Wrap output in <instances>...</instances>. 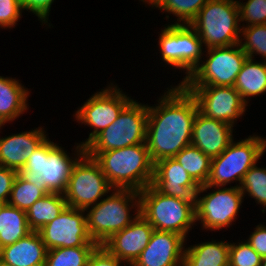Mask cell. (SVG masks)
<instances>
[{"mask_svg": "<svg viewBox=\"0 0 266 266\" xmlns=\"http://www.w3.org/2000/svg\"><path fill=\"white\" fill-rule=\"evenodd\" d=\"M76 144L73 158L63 147L47 137L30 155L18 174L45 194H64L74 165L85 154V147Z\"/></svg>", "mask_w": 266, "mask_h": 266, "instance_id": "obj_2", "label": "cell"}, {"mask_svg": "<svg viewBox=\"0 0 266 266\" xmlns=\"http://www.w3.org/2000/svg\"><path fill=\"white\" fill-rule=\"evenodd\" d=\"M163 13L177 17L174 24L189 25L209 0H141Z\"/></svg>", "mask_w": 266, "mask_h": 266, "instance_id": "obj_28", "label": "cell"}, {"mask_svg": "<svg viewBox=\"0 0 266 266\" xmlns=\"http://www.w3.org/2000/svg\"><path fill=\"white\" fill-rule=\"evenodd\" d=\"M97 246H78L48 250L45 266H86Z\"/></svg>", "mask_w": 266, "mask_h": 266, "instance_id": "obj_29", "label": "cell"}, {"mask_svg": "<svg viewBox=\"0 0 266 266\" xmlns=\"http://www.w3.org/2000/svg\"><path fill=\"white\" fill-rule=\"evenodd\" d=\"M140 214L157 231L174 232L186 241L196 225V202H188L160 193L152 184L139 191Z\"/></svg>", "mask_w": 266, "mask_h": 266, "instance_id": "obj_5", "label": "cell"}, {"mask_svg": "<svg viewBox=\"0 0 266 266\" xmlns=\"http://www.w3.org/2000/svg\"><path fill=\"white\" fill-rule=\"evenodd\" d=\"M147 120V105L132 99L117 119L85 147V152H106L146 143Z\"/></svg>", "mask_w": 266, "mask_h": 266, "instance_id": "obj_8", "label": "cell"}, {"mask_svg": "<svg viewBox=\"0 0 266 266\" xmlns=\"http://www.w3.org/2000/svg\"><path fill=\"white\" fill-rule=\"evenodd\" d=\"M256 163L244 175L240 184V190L244 197L247 194L255 199L259 205L266 208V167H258Z\"/></svg>", "mask_w": 266, "mask_h": 266, "instance_id": "obj_30", "label": "cell"}, {"mask_svg": "<svg viewBox=\"0 0 266 266\" xmlns=\"http://www.w3.org/2000/svg\"><path fill=\"white\" fill-rule=\"evenodd\" d=\"M67 206L64 194L49 193L38 199L26 212L32 231H39L52 222Z\"/></svg>", "mask_w": 266, "mask_h": 266, "instance_id": "obj_25", "label": "cell"}, {"mask_svg": "<svg viewBox=\"0 0 266 266\" xmlns=\"http://www.w3.org/2000/svg\"><path fill=\"white\" fill-rule=\"evenodd\" d=\"M31 232L26 212L5 204L0 211V248L15 243Z\"/></svg>", "mask_w": 266, "mask_h": 266, "instance_id": "obj_26", "label": "cell"}, {"mask_svg": "<svg viewBox=\"0 0 266 266\" xmlns=\"http://www.w3.org/2000/svg\"><path fill=\"white\" fill-rule=\"evenodd\" d=\"M239 7L240 24L241 27L266 24V0H247L242 3L237 1ZM245 21V22H244Z\"/></svg>", "mask_w": 266, "mask_h": 266, "instance_id": "obj_34", "label": "cell"}, {"mask_svg": "<svg viewBox=\"0 0 266 266\" xmlns=\"http://www.w3.org/2000/svg\"><path fill=\"white\" fill-rule=\"evenodd\" d=\"M195 98L203 115L235 126L247 104L233 86H184Z\"/></svg>", "mask_w": 266, "mask_h": 266, "instance_id": "obj_14", "label": "cell"}, {"mask_svg": "<svg viewBox=\"0 0 266 266\" xmlns=\"http://www.w3.org/2000/svg\"><path fill=\"white\" fill-rule=\"evenodd\" d=\"M158 46L162 61L170 67L186 71L182 84L204 60L203 43L190 25L168 24L161 28ZM203 51V52H202Z\"/></svg>", "mask_w": 266, "mask_h": 266, "instance_id": "obj_9", "label": "cell"}, {"mask_svg": "<svg viewBox=\"0 0 266 266\" xmlns=\"http://www.w3.org/2000/svg\"><path fill=\"white\" fill-rule=\"evenodd\" d=\"M173 158L199 185L207 183L210 176L211 159L198 147L190 144Z\"/></svg>", "mask_w": 266, "mask_h": 266, "instance_id": "obj_27", "label": "cell"}, {"mask_svg": "<svg viewBox=\"0 0 266 266\" xmlns=\"http://www.w3.org/2000/svg\"><path fill=\"white\" fill-rule=\"evenodd\" d=\"M48 249L38 231L0 248V262L7 266H45Z\"/></svg>", "mask_w": 266, "mask_h": 266, "instance_id": "obj_21", "label": "cell"}, {"mask_svg": "<svg viewBox=\"0 0 266 266\" xmlns=\"http://www.w3.org/2000/svg\"><path fill=\"white\" fill-rule=\"evenodd\" d=\"M204 52L207 58L201 61L182 85L234 86L236 77L248 57L240 44L205 49Z\"/></svg>", "mask_w": 266, "mask_h": 266, "instance_id": "obj_11", "label": "cell"}, {"mask_svg": "<svg viewBox=\"0 0 266 266\" xmlns=\"http://www.w3.org/2000/svg\"><path fill=\"white\" fill-rule=\"evenodd\" d=\"M254 60L247 57L233 86L247 105L249 98L264 95L266 92V61Z\"/></svg>", "mask_w": 266, "mask_h": 266, "instance_id": "obj_24", "label": "cell"}, {"mask_svg": "<svg viewBox=\"0 0 266 266\" xmlns=\"http://www.w3.org/2000/svg\"><path fill=\"white\" fill-rule=\"evenodd\" d=\"M185 240L174 232L154 230L148 245L131 266H183Z\"/></svg>", "mask_w": 266, "mask_h": 266, "instance_id": "obj_17", "label": "cell"}, {"mask_svg": "<svg viewBox=\"0 0 266 266\" xmlns=\"http://www.w3.org/2000/svg\"><path fill=\"white\" fill-rule=\"evenodd\" d=\"M154 228L139 214L123 230L114 233L102 246L127 266H131L148 245Z\"/></svg>", "mask_w": 266, "mask_h": 266, "instance_id": "obj_18", "label": "cell"}, {"mask_svg": "<svg viewBox=\"0 0 266 266\" xmlns=\"http://www.w3.org/2000/svg\"><path fill=\"white\" fill-rule=\"evenodd\" d=\"M123 265L125 266L126 264L117 259L102 245H98L94 249L86 264V266H123Z\"/></svg>", "mask_w": 266, "mask_h": 266, "instance_id": "obj_37", "label": "cell"}, {"mask_svg": "<svg viewBox=\"0 0 266 266\" xmlns=\"http://www.w3.org/2000/svg\"><path fill=\"white\" fill-rule=\"evenodd\" d=\"M22 11L21 0H0V27L15 28L22 17Z\"/></svg>", "mask_w": 266, "mask_h": 266, "instance_id": "obj_35", "label": "cell"}, {"mask_svg": "<svg viewBox=\"0 0 266 266\" xmlns=\"http://www.w3.org/2000/svg\"><path fill=\"white\" fill-rule=\"evenodd\" d=\"M46 195L36 185L27 182L19 174L14 181L8 204L20 210H27L40 198Z\"/></svg>", "mask_w": 266, "mask_h": 266, "instance_id": "obj_32", "label": "cell"}, {"mask_svg": "<svg viewBox=\"0 0 266 266\" xmlns=\"http://www.w3.org/2000/svg\"><path fill=\"white\" fill-rule=\"evenodd\" d=\"M262 257L246 242L230 243L229 266H261Z\"/></svg>", "mask_w": 266, "mask_h": 266, "instance_id": "obj_33", "label": "cell"}, {"mask_svg": "<svg viewBox=\"0 0 266 266\" xmlns=\"http://www.w3.org/2000/svg\"><path fill=\"white\" fill-rule=\"evenodd\" d=\"M233 127L197 111L193 123L191 144L198 147L210 159H213L223 153L234 140Z\"/></svg>", "mask_w": 266, "mask_h": 266, "instance_id": "obj_19", "label": "cell"}, {"mask_svg": "<svg viewBox=\"0 0 266 266\" xmlns=\"http://www.w3.org/2000/svg\"><path fill=\"white\" fill-rule=\"evenodd\" d=\"M45 132L43 127H38L0 137V166L19 172L34 150L47 138Z\"/></svg>", "mask_w": 266, "mask_h": 266, "instance_id": "obj_20", "label": "cell"}, {"mask_svg": "<svg viewBox=\"0 0 266 266\" xmlns=\"http://www.w3.org/2000/svg\"><path fill=\"white\" fill-rule=\"evenodd\" d=\"M261 266H266V256L262 257Z\"/></svg>", "mask_w": 266, "mask_h": 266, "instance_id": "obj_40", "label": "cell"}, {"mask_svg": "<svg viewBox=\"0 0 266 266\" xmlns=\"http://www.w3.org/2000/svg\"><path fill=\"white\" fill-rule=\"evenodd\" d=\"M229 242L208 241L185 247L183 266H229Z\"/></svg>", "mask_w": 266, "mask_h": 266, "instance_id": "obj_23", "label": "cell"}, {"mask_svg": "<svg viewBox=\"0 0 266 266\" xmlns=\"http://www.w3.org/2000/svg\"><path fill=\"white\" fill-rule=\"evenodd\" d=\"M115 84L95 92L73 115L77 122L85 124L93 131L89 137L81 142L86 147L100 132L111 125L122 109L132 100Z\"/></svg>", "mask_w": 266, "mask_h": 266, "instance_id": "obj_13", "label": "cell"}, {"mask_svg": "<svg viewBox=\"0 0 266 266\" xmlns=\"http://www.w3.org/2000/svg\"><path fill=\"white\" fill-rule=\"evenodd\" d=\"M5 204H6L5 202L0 201V211L4 207Z\"/></svg>", "mask_w": 266, "mask_h": 266, "instance_id": "obj_41", "label": "cell"}, {"mask_svg": "<svg viewBox=\"0 0 266 266\" xmlns=\"http://www.w3.org/2000/svg\"><path fill=\"white\" fill-rule=\"evenodd\" d=\"M17 174L16 170L0 166V201L6 204L9 201Z\"/></svg>", "mask_w": 266, "mask_h": 266, "instance_id": "obj_38", "label": "cell"}, {"mask_svg": "<svg viewBox=\"0 0 266 266\" xmlns=\"http://www.w3.org/2000/svg\"><path fill=\"white\" fill-rule=\"evenodd\" d=\"M55 0H21V6L23 11L27 10L28 12L34 13L38 20L47 26H51L48 23L49 14L51 11V5ZM49 24V25H48Z\"/></svg>", "mask_w": 266, "mask_h": 266, "instance_id": "obj_36", "label": "cell"}, {"mask_svg": "<svg viewBox=\"0 0 266 266\" xmlns=\"http://www.w3.org/2000/svg\"><path fill=\"white\" fill-rule=\"evenodd\" d=\"M111 192L96 205L85 209L88 212V232L98 245H103L114 233L123 230L140 214L139 191L113 188ZM132 209H135L134 215L131 214Z\"/></svg>", "mask_w": 266, "mask_h": 266, "instance_id": "obj_4", "label": "cell"}, {"mask_svg": "<svg viewBox=\"0 0 266 266\" xmlns=\"http://www.w3.org/2000/svg\"><path fill=\"white\" fill-rule=\"evenodd\" d=\"M245 240L261 257L266 256V225L260 223Z\"/></svg>", "mask_w": 266, "mask_h": 266, "instance_id": "obj_39", "label": "cell"}, {"mask_svg": "<svg viewBox=\"0 0 266 266\" xmlns=\"http://www.w3.org/2000/svg\"><path fill=\"white\" fill-rule=\"evenodd\" d=\"M15 78L0 76V125L13 122L28 110L30 91Z\"/></svg>", "mask_w": 266, "mask_h": 266, "instance_id": "obj_22", "label": "cell"}, {"mask_svg": "<svg viewBox=\"0 0 266 266\" xmlns=\"http://www.w3.org/2000/svg\"><path fill=\"white\" fill-rule=\"evenodd\" d=\"M239 44L249 58L259 55L266 61V24L241 27Z\"/></svg>", "mask_w": 266, "mask_h": 266, "instance_id": "obj_31", "label": "cell"}, {"mask_svg": "<svg viewBox=\"0 0 266 266\" xmlns=\"http://www.w3.org/2000/svg\"><path fill=\"white\" fill-rule=\"evenodd\" d=\"M152 185L162 194L196 202L200 185L174 158H164L154 163Z\"/></svg>", "mask_w": 266, "mask_h": 266, "instance_id": "obj_16", "label": "cell"}, {"mask_svg": "<svg viewBox=\"0 0 266 266\" xmlns=\"http://www.w3.org/2000/svg\"><path fill=\"white\" fill-rule=\"evenodd\" d=\"M112 189L100 165L85 153L72 169L64 198L67 206L85 210Z\"/></svg>", "mask_w": 266, "mask_h": 266, "instance_id": "obj_12", "label": "cell"}, {"mask_svg": "<svg viewBox=\"0 0 266 266\" xmlns=\"http://www.w3.org/2000/svg\"><path fill=\"white\" fill-rule=\"evenodd\" d=\"M85 153L100 165L113 188L141 191L152 184L154 163L146 143L106 152Z\"/></svg>", "mask_w": 266, "mask_h": 266, "instance_id": "obj_3", "label": "cell"}, {"mask_svg": "<svg viewBox=\"0 0 266 266\" xmlns=\"http://www.w3.org/2000/svg\"><path fill=\"white\" fill-rule=\"evenodd\" d=\"M38 233L48 250L78 246H98L90 237L83 209L66 206L52 222Z\"/></svg>", "mask_w": 266, "mask_h": 266, "instance_id": "obj_15", "label": "cell"}, {"mask_svg": "<svg viewBox=\"0 0 266 266\" xmlns=\"http://www.w3.org/2000/svg\"><path fill=\"white\" fill-rule=\"evenodd\" d=\"M212 188V193L202 194ZM214 188V190H213ZM216 189V190H215ZM218 189V190H217ZM200 196V197H199ZM244 195L237 186L213 187L210 185H200L196 193V222L200 221L204 230H220L230 227L234 223L239 213Z\"/></svg>", "mask_w": 266, "mask_h": 266, "instance_id": "obj_10", "label": "cell"}, {"mask_svg": "<svg viewBox=\"0 0 266 266\" xmlns=\"http://www.w3.org/2000/svg\"><path fill=\"white\" fill-rule=\"evenodd\" d=\"M238 0H209L189 24L199 35L205 49L240 42L241 26Z\"/></svg>", "mask_w": 266, "mask_h": 266, "instance_id": "obj_6", "label": "cell"}, {"mask_svg": "<svg viewBox=\"0 0 266 266\" xmlns=\"http://www.w3.org/2000/svg\"><path fill=\"white\" fill-rule=\"evenodd\" d=\"M155 106L148 107L146 144L153 163L173 158L191 144L198 111L195 98L182 85L167 88Z\"/></svg>", "mask_w": 266, "mask_h": 266, "instance_id": "obj_1", "label": "cell"}, {"mask_svg": "<svg viewBox=\"0 0 266 266\" xmlns=\"http://www.w3.org/2000/svg\"><path fill=\"white\" fill-rule=\"evenodd\" d=\"M266 151V139L259 135H250L238 142L232 141L219 156L211 159L210 176L206 185L225 187L239 182L255 165Z\"/></svg>", "mask_w": 266, "mask_h": 266, "instance_id": "obj_7", "label": "cell"}]
</instances>
